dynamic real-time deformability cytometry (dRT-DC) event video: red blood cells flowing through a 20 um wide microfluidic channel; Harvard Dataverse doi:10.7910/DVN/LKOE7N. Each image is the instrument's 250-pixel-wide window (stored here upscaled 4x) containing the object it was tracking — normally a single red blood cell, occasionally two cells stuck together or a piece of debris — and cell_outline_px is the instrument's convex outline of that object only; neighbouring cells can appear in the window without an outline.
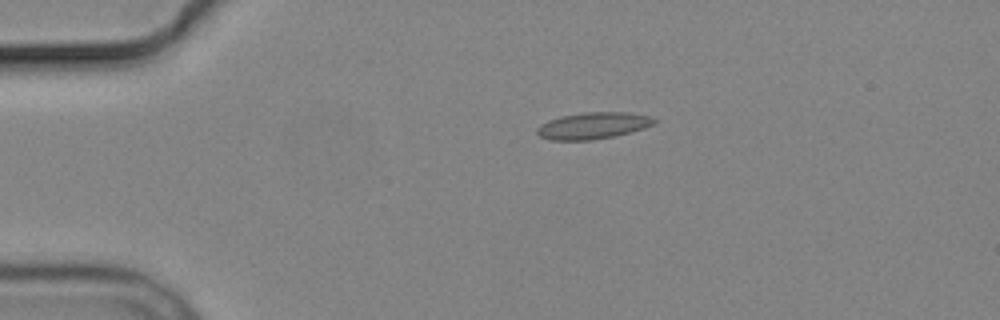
{"species": "common noctule bat (a hibernating species)", "species_latin": "Nyctalus noctula", "temperature_condition": "cold", "stored_images_in_passage": 4, "camera_frame_rate_fps": 3000, "um_per_image_px": 0.085, "animal": {"sex": "male", "body_mass_g": 19.2, "forearm_length_mm": 51.8}, "frame": {"image": 1, "passage_image": 1, "time_ms": 0.0, "image_size_px": [1000, 320], "cell_outline_px": [[656, 120], [652, 124], [644, 128], [616, 136], [592, 140], [552, 140], [540, 136], [536, 132], [536, 128], [540, 124], [548, 120], [560, 116], [584, 112], [628, 112], [652, 116]], "centroid_in_image_um": [50.39, 10.67], "position_along_channel_um": 34.6, "area_um2": 18.26}}
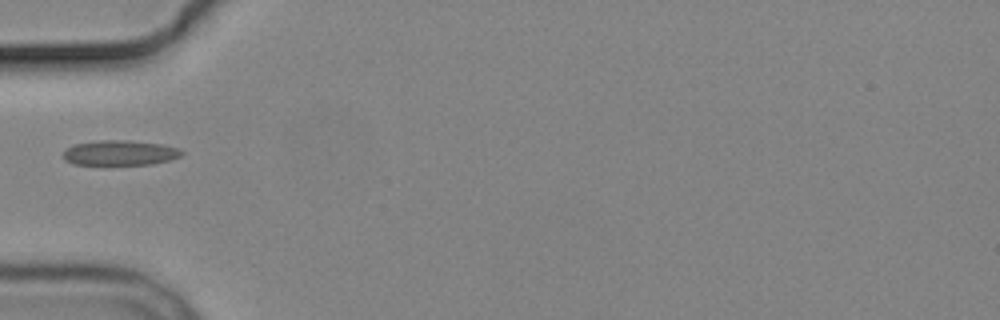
{"frame": {"image": 2, "passage_image": 3, "time_ms": 2.333, "image_size_px": [1000, 320], "cell_outline_px": [[184, 152], [180, 156], [172, 160], [152, 164], [72, 164], [64, 160], [64, 152], [72, 144], [100, 140], [128, 140], [160, 144], [180, 148]], "centroid_in_image_um": [10.21, 12.98], "position_along_channel_um": 74.8, "area_um2": 17.28}}